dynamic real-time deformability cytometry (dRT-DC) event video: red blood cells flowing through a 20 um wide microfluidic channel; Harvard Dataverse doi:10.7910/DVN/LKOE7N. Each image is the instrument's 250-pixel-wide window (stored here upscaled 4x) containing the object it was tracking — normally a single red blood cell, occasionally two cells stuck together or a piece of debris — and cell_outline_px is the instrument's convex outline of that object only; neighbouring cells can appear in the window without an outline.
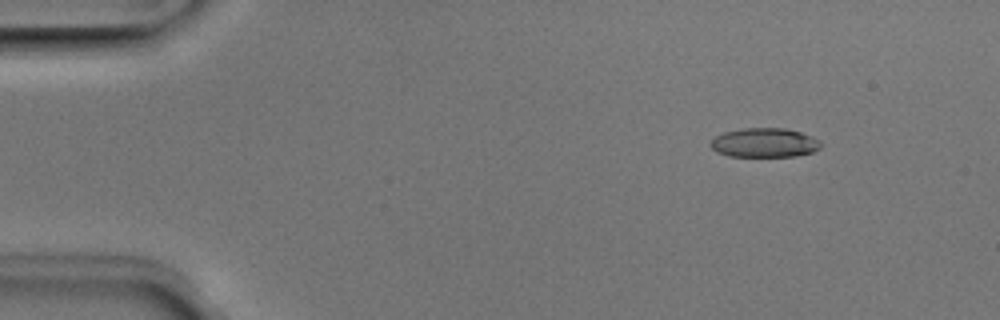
{"species": "Egyptian fruit bat (a non-hibernating species)", "species_latin": "Rousettus aegyptiacus", "temperature_condition": "room temperature", "stored_images_in_passage": 51, "camera_frame_rate_fps": 3000, "um_per_image_px": 0.085, "animal": {"sex": "male"}, "frame": {"image": 1, "passage_image": 6, "time_ms": 1.667, "image_size_px": [1000, 320], "cell_outline_px": [[824, 144], [820, 148], [812, 152], [796, 156], [728, 156], [716, 152], [708, 144], [716, 136], [724, 132], [744, 128], [784, 128], [800, 132], [812, 136], [820, 140]], "centroid_in_image_um": [65.0, 12.13], "position_along_channel_um": 20.0, "area_um2": 18.9}}
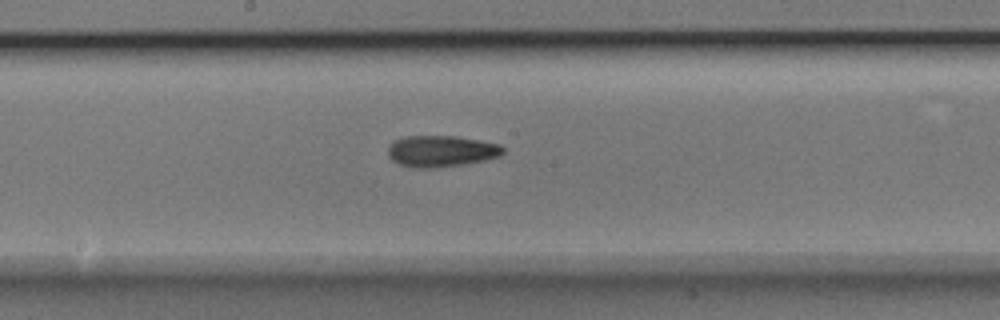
{"frame": {"image": 2, "passage_image": 27, "time_ms": 8.667, "image_size_px": [1000, 320], "cell_outline_px": [[504, 152], [500, 156], [484, 160], [464, 164], [436, 168], [412, 168], [400, 164], [392, 160], [388, 156], [388, 148], [396, 140], [404, 136], [456, 136], [480, 140], [500, 144], [504, 148]], "centroid_in_image_um": [37.52, 12.85], "position_along_channel_um": 210.7, "area_um2": 21.1}}
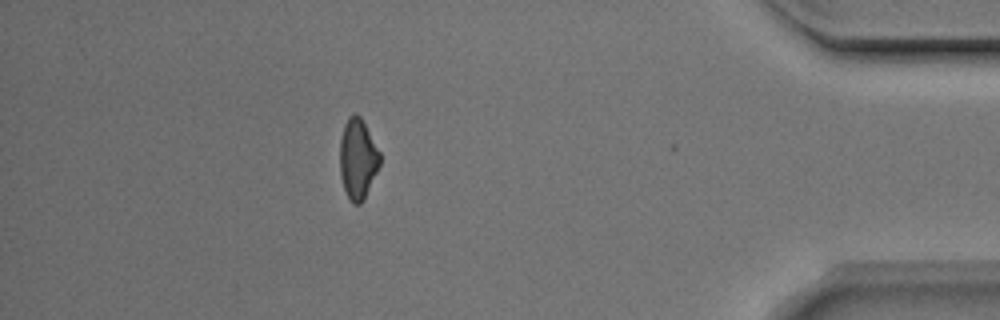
{"frame": {"image": 3, "passage_image": 45, "time_ms": 14.667, "image_size_px": [1000, 320], "cell_outline_px": [[380, 164], [364, 200], [360, 204], [352, 204], [344, 188], [340, 176], [340, 140], [344, 124], [348, 116], [356, 112], [360, 116], [380, 152]], "centroid_in_image_um": [30.4, 13.5], "position_along_channel_um": 404.8, "area_um2": 18.73}, "authors_computed_cell_mechanics": {"area_um2": 19.4208, "velocity_mm_per_s": 3.9905, "shape_relaxation_time_tau1_ms": 3.6254, "shape_relaxation_time_tau2_ms": 4.6901, "deformation_change_tau1": 0.1441, "deformation_change_tau2": 0.1401}}